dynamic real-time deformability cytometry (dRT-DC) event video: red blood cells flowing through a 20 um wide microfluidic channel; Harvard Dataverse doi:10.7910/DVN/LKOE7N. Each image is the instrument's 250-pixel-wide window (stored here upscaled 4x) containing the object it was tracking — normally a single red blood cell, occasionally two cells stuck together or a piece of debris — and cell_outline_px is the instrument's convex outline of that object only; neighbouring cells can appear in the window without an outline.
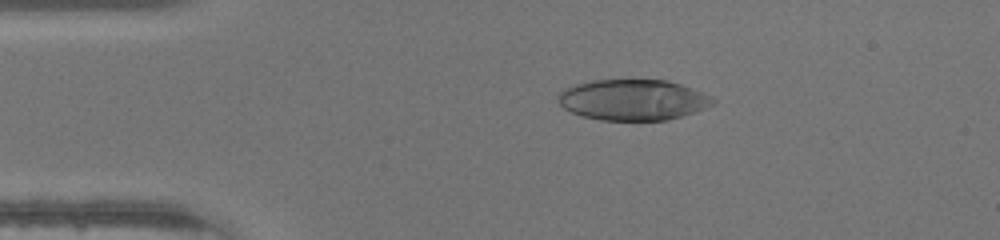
{"species": "human", "species_latin": "Homo sapiens", "temperature_condition": "warm", "stored_images_in_passage": 46, "camera_frame_rate_fps": 3000, "um_per_image_px": 0.085, "donor": {"sex": "male"}, "frame": {"image": 1, "passage_image": 9, "time_ms": 2.667, "image_size_px": [1000, 240], "cell_outline_px": [[716, 100], [712, 104], [704, 108], [668, 120], [600, 120], [584, 116], [572, 112], [564, 108], [556, 100], [556, 92], [564, 88], [576, 84], [592, 80], [668, 80], [692, 88], [712, 96]], "centroid_in_image_um": [53.75, 8.48], "position_along_channel_um": 31.2, "area_um2": 36.82}}
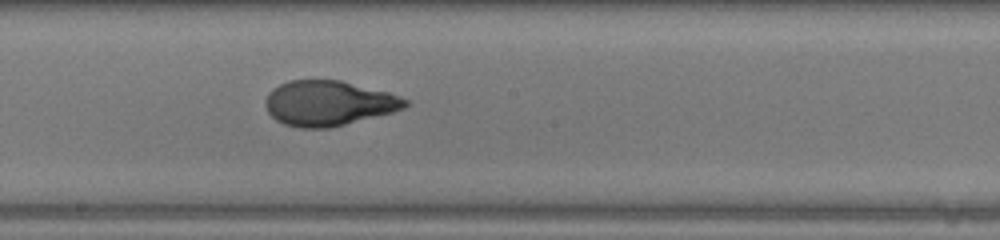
{"frame": {"image": 2, "passage_image": 25, "time_ms": 8.0, "image_size_px": [1000, 240], "cell_outline_px": [[408, 104], [404, 108], [392, 112], [328, 128], [300, 128], [284, 124], [276, 120], [268, 112], [264, 104], [264, 100], [268, 92], [272, 88], [288, 80], [340, 80], [388, 92], [408, 100]], "centroid_in_image_um": [27.87, 8.76], "position_along_channel_um": 220.3, "area_um2": 36.59}}
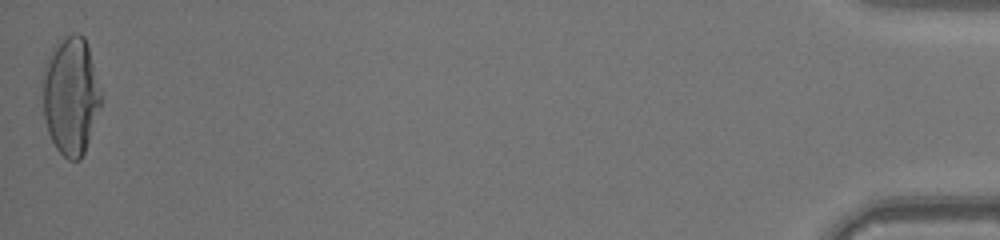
{"frame": {"image": 3, "passage_image": 46, "time_ms": 15.0, "image_size_px": [1000, 240], "cell_outline_px": [[104, 100], [84, 152], [80, 160], [68, 160], [56, 148], [48, 132], [44, 120], [44, 76], [48, 60], [56, 44], [68, 36], [76, 32], [80, 32], [84, 36], [88, 48]], "centroid_in_image_um": [6.06, 8.19], "position_along_channel_um": 429.1, "area_um2": 39.59}}